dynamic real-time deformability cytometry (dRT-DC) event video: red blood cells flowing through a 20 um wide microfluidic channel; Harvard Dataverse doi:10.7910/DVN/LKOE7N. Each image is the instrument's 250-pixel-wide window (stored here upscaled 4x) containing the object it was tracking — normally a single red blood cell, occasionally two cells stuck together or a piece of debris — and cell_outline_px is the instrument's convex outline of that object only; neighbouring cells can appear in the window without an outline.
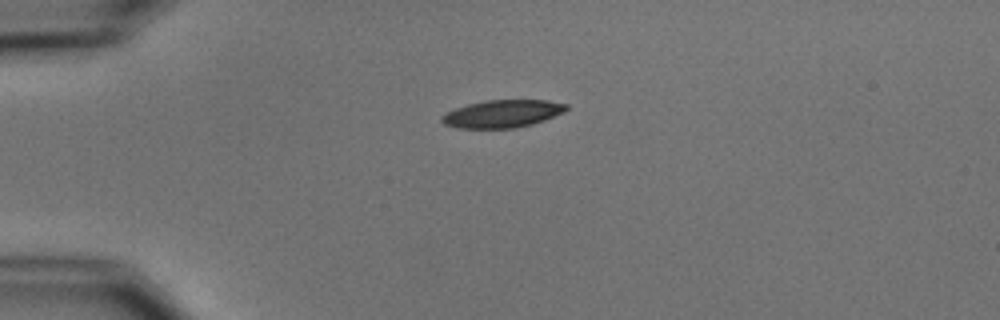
{"species": "common noctule bat (a hibernating species)", "species_latin": "Nyctalus noctula", "temperature_condition": "cold", "stored_images_in_passage": 2, "camera_frame_rate_fps": 3000, "um_per_image_px": 0.085, "animal": {"sex": "male", "body_mass_g": 15.6}, "frame": {"image": 1, "passage_image": 1, "time_ms": 0.0, "image_size_px": [1000, 320], "cell_outline_px": [[568, 108], [564, 112], [544, 120], [532, 124], [516, 128], [456, 128], [444, 124], [440, 120], [440, 116], [444, 112], [468, 104], [484, 100], [548, 100], [568, 104]], "centroid_in_image_um": [42.68, 9.67], "position_along_channel_um": 42.3, "area_um2": 20.23}}